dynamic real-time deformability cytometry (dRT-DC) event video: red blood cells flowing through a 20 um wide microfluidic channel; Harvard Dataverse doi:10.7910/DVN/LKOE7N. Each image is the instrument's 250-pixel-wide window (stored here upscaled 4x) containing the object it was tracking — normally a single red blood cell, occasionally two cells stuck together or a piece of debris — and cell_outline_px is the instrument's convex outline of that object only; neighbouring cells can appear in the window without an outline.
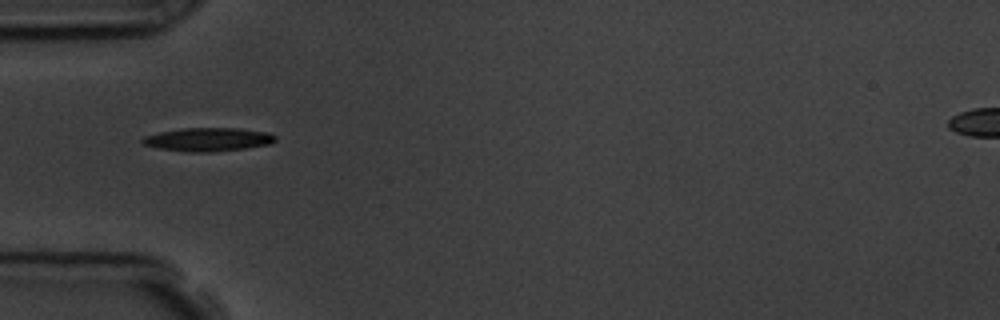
{"species": "common noctule bat (a hibernating species)", "species_latin": "Nyctalus noctula", "temperature_condition": "room temperature", "stored_images_in_passage": 39, "camera_frame_rate_fps": 3000, "um_per_image_px": 0.085, "animal": {"sex": "male", "body_mass_g": 19.5, "forearm_length_mm": 54.6}, "frame": {"image": 1, "passage_image": 1, "time_ms": 0.0, "image_size_px": [1000, 320], "cell_outline_px": [[276, 140], [268, 144], [244, 148], [212, 152], [188, 152], [156, 148], [144, 144], [140, 140], [144, 136], [160, 132], [184, 128], [240, 128], [268, 132], [276, 136]], "centroid_in_image_um": [17.67, 11.85], "position_along_channel_um": 67.3, "area_um2": 18.15}}
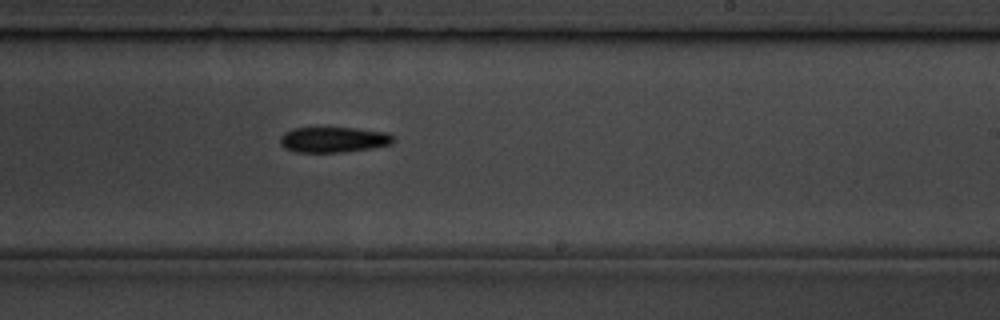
{"frame": {"image": 2, "passage_image": 17, "time_ms": 5.333, "image_size_px": [1000, 320], "cell_outline_px": [[392, 144], [372, 148], [344, 152], [292, 152], [284, 148], [280, 144], [280, 136], [284, 132], [292, 128], [356, 128], [388, 132], [392, 136]], "centroid_in_image_um": [28.31, 11.87], "position_along_channel_um": 260.7, "area_um2": 16.94}}
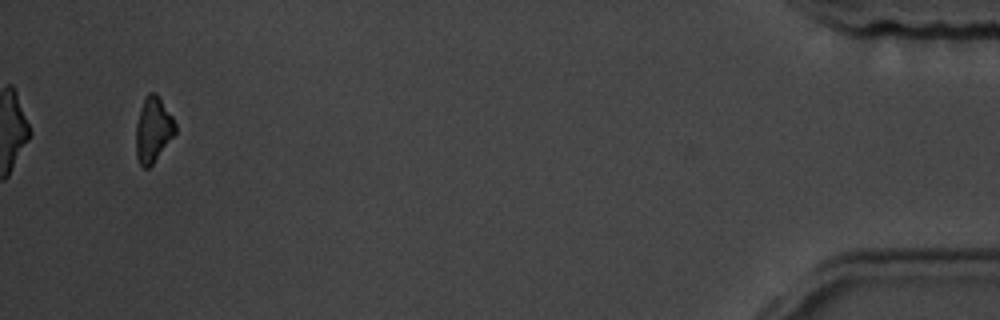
{"frame": {"image": 3, "passage_image": 37, "time_ms": 12.0, "image_size_px": [1000, 320], "cell_outline_px": [[176, 132], [152, 164], [148, 168], [144, 168], [140, 164], [136, 156], [136, 124], [140, 108], [144, 96], [148, 92], [156, 92], [160, 96], [172, 116], [176, 124]], "centroid_in_image_um": [13.01, 10.97], "position_along_channel_um": 422.2, "area_um2": 15.03}, "authors_computed_cell_mechanics": {"area_um2": 16.9354, "velocity_mm_per_s": 3.6344, "shape_relaxation_time_tau1_ms": 2.5593, "shape_relaxation_time_tau2_ms": null, "deformation_change_tau1": 0.073, "deformation_change_tau2": null}}